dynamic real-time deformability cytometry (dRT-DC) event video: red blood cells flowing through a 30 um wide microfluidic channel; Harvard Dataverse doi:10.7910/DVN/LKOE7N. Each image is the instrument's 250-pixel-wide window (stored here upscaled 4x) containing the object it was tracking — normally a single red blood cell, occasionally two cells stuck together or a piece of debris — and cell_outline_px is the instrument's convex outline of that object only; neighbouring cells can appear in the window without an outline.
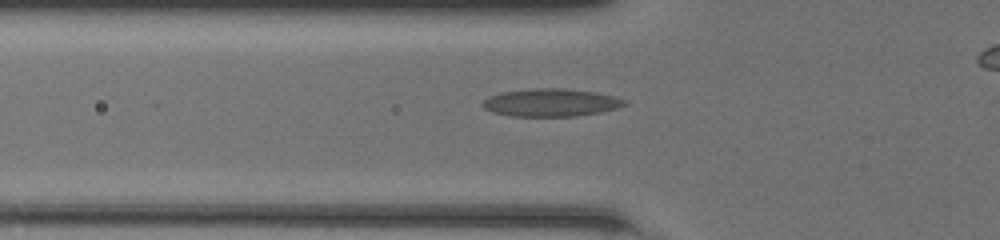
{"species": "common noctule bat (a hibernating species)", "species_latin": "Nyctalus noctula", "temperature_condition": "room temperature", "stored_images_in_passage": 44, "camera_frame_rate_fps": 3000, "um_per_image_px": 0.085, "animal": {"sex": "female", "body_mass_g": 20.0, "forearm_length_mm": 54.0}, "frame": {"image": 1, "passage_image": 18, "time_ms": 5.667, "image_size_px": [1000, 240], "cell_outline_px": [[628, 104], [616, 108], [600, 112], [576, 116], [512, 116], [492, 112], [484, 108], [480, 104], [488, 96], [500, 92], [532, 88], [568, 88], [596, 92], [628, 100]], "centroid_in_image_um": [46.81, 8.71], "position_along_channel_um": 79.0, "area_um2": 23.18}}
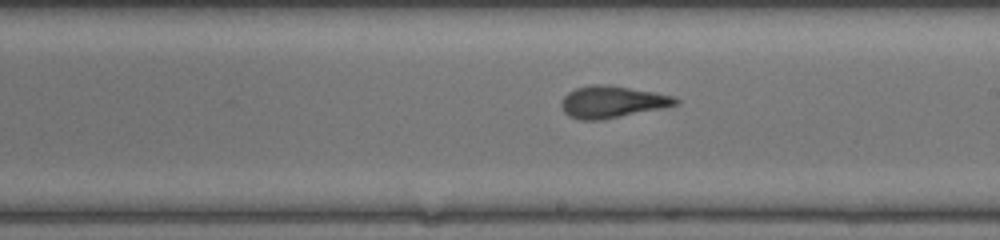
{"frame": {"image": 2, "passage_image": 29, "time_ms": 9.333, "image_size_px": [1000, 240], "cell_outline_px": [[680, 104], [664, 108], [600, 120], [580, 120], [568, 116], [564, 112], [560, 104], [564, 96], [568, 92], [576, 88], [592, 84], [604, 84], [652, 92], [672, 96], [680, 100]], "centroid_in_image_um": [52.01, 8.67], "position_along_channel_um": 237.0, "area_um2": 21.15}}
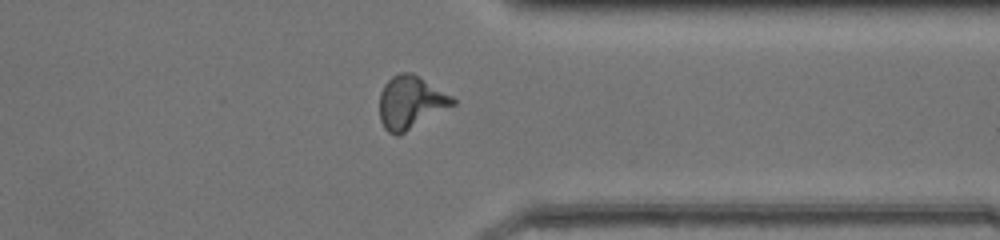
{"frame": {"image": 3, "passage_image": 39, "time_ms": 12.667, "image_size_px": [1000, 240], "cell_outline_px": [[456, 104], [400, 136], [396, 136], [388, 132], [384, 128], [380, 120], [380, 92], [384, 84], [392, 76], [400, 72], [412, 72], [452, 96], [456, 100]], "centroid_in_image_um": [34.9, 8.73], "position_along_channel_um": 376.5, "area_um2": 22.77}}